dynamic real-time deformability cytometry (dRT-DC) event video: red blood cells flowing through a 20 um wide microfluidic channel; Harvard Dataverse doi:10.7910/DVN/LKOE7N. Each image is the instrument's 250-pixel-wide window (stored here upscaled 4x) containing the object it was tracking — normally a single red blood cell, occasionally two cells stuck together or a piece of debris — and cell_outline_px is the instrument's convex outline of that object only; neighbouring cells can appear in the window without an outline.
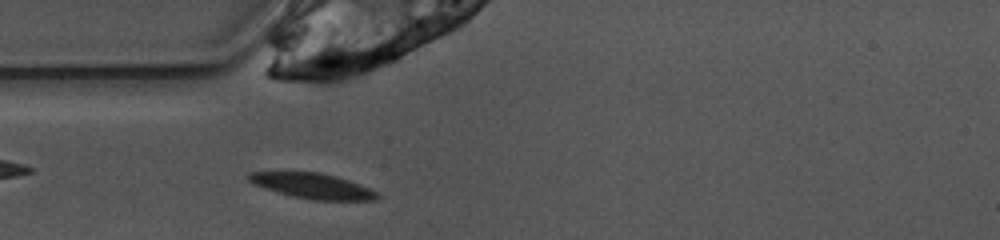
{"species": "common noctule bat (a hibernating species)", "species_latin": "Nyctalus noctula", "temperature_condition": "warm", "stored_images_in_passage": 42, "camera_frame_rate_fps": 3000, "um_per_image_px": 0.085, "animal": {"sex": "female", "body_mass_g": 10.0, "forearm_length_mm": 53.1}, "frame": {"image": 1, "passage_image": 5, "time_ms": 1.333, "image_size_px": [1000, 240], "cell_outline_px": [[380, 196], [376, 200], [312, 200], [280, 192], [256, 184], [248, 180], [248, 172], [320, 172], [336, 176], [348, 180], [368, 188], [376, 192]], "centroid_in_image_um": [26.61, 15.79], "position_along_channel_um": 58.4, "area_um2": 18.44}}
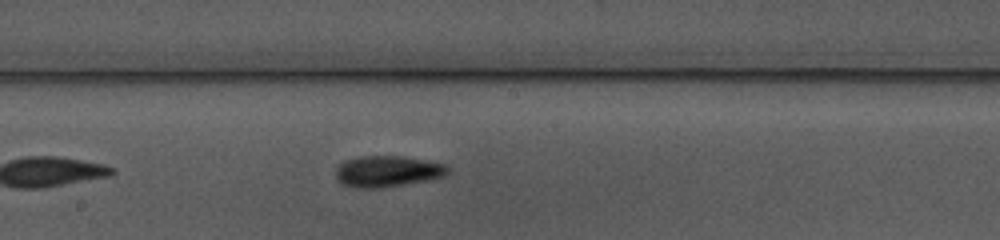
{"frame": {"image": 2, "passage_image": 17, "time_ms": 5.333, "image_size_px": [1000, 240], "cell_outline_px": [[448, 172], [444, 176], [424, 180], [380, 188], [356, 188], [344, 184], [336, 180], [336, 168], [344, 160], [360, 156], [404, 156], [444, 164], [448, 168]], "centroid_in_image_um": [32.87, 14.55], "position_along_channel_um": 215.3, "area_um2": 20.11}}
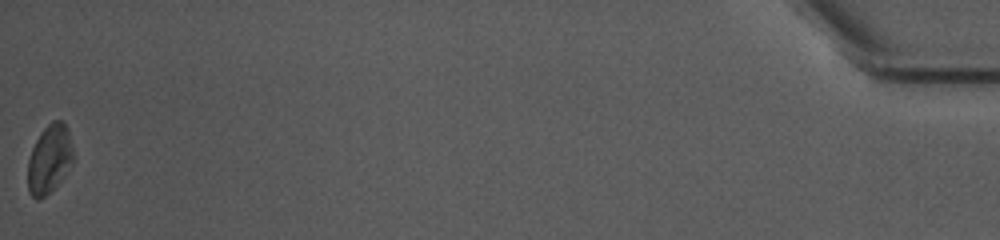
{"frame": {"image": 3, "passage_image": 42, "time_ms": 13.667, "image_size_px": [1000, 240], "cell_outline_px": [[72, 164], [60, 180], [44, 196], [36, 200], [28, 192], [28, 160], [32, 148], [40, 132], [52, 120], [64, 120], [68, 128], [72, 148]], "centroid_in_image_um": [4.19, 13.48], "position_along_channel_um": 431.0, "area_um2": 17.98}, "authors_computed_cell_mechanics": {"area_um2": 18.8428, "velocity_mm_per_s": 3.9114, "shape_relaxation_time_tau1_ms": 4.7186, "shape_relaxation_time_tau2_ms": 5.7082, "deformation_change_tau1": 0.1579, "deformation_change_tau2": 0.1386}}